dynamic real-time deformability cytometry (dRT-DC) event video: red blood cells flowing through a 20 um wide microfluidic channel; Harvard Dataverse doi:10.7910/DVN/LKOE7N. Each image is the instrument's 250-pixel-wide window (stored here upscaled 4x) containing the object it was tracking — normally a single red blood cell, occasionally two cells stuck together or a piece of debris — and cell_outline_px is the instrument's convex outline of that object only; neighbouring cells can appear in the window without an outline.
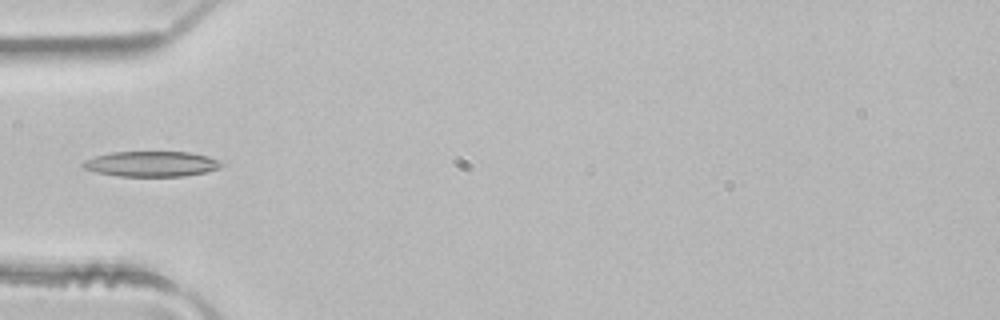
{"species": "common noctule bat (a hibernating species)", "species_latin": "Nyctalus noctula", "temperature_condition": "room temperature", "stored_images_in_passage": 5, "segment_of_instrument_passage": [2, 2], "camera_frame_rate_fps": 3000, "um_per_image_px": 0.085, "animal": {"sex": "male", "body_mass_g": 21.5, "forearm_length_mm": 52.0}, "frame": {"image": 1, "passage_image": 5, "time_ms": 1.333, "image_size_px": [1000, 320], "cell_outline_px": [[224, 164], [220, 168], [204, 172], [184, 176], [120, 176], [96, 172], [84, 168], [80, 164], [84, 160], [96, 156], [112, 152], [188, 152], [208, 156], [220, 160]], "centroid_in_image_um": [12.88, 13.93], "position_along_channel_um": 72.1, "area_um2": 20.4}}